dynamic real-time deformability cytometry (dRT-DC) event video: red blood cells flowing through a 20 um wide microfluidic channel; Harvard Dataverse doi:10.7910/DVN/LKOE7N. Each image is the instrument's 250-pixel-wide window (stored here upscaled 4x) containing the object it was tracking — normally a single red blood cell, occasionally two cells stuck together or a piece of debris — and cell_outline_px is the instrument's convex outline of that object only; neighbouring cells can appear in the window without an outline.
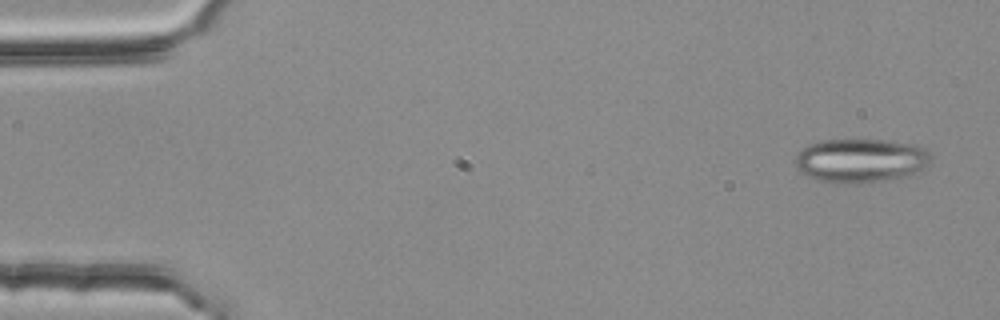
{"species": "common noctule bat (a hibernating species)", "species_latin": "Nyctalus noctula", "temperature_condition": "room temperature", "stored_images_in_passage": 4, "camera_frame_rate_fps": 3000, "um_per_image_px": 0.085, "animal": {"sex": "female", "body_mass_g": 25.1}, "frame": {"image": 1, "passage_image": 1, "time_ms": 0.0, "image_size_px": [1000, 320], "cell_outline_px": [[928, 164], [924, 168], [904, 176], [884, 180], [856, 184], [840, 184], [820, 180], [808, 176], [800, 172], [796, 168], [796, 156], [800, 148], [808, 144], [820, 140], [888, 140], [916, 144], [924, 148], [928, 152]], "centroid_in_image_um": [73.1, 13.64], "position_along_channel_um": 11.9, "area_um2": 34.74}}